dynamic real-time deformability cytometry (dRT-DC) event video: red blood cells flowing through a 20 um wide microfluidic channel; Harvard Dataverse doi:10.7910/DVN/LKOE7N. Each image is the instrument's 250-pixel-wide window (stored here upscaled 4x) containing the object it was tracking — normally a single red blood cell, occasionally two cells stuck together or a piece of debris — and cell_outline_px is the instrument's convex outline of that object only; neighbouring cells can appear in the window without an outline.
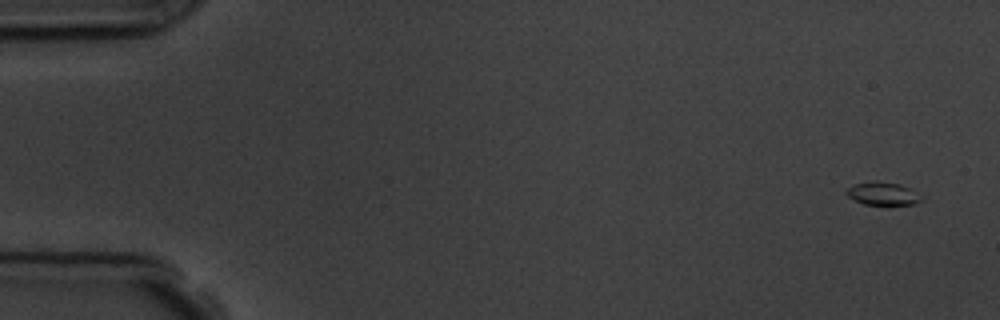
{"species": "common noctule bat (a hibernating species)", "species_latin": "Nyctalus noctula", "temperature_condition": "room temperature", "stored_images_in_passage": 6, "camera_frame_rate_fps": 3000, "um_per_image_px": 0.085, "animal": {"sex": "male", "body_mass_g": 19.5, "forearm_length_mm": 54.6}, "frame": {"image": 1, "passage_image": 1, "time_ms": 0.0, "image_size_px": [1000, 320], "cell_outline_px": [[924, 200], [916, 204], [864, 204], [848, 196], [844, 192], [852, 184], [872, 180], [876, 180], [900, 184], [912, 188], [924, 196]], "centroid_in_image_um": [75.1, 16.43], "position_along_channel_um": 9.9, "area_um2": 10.35}}